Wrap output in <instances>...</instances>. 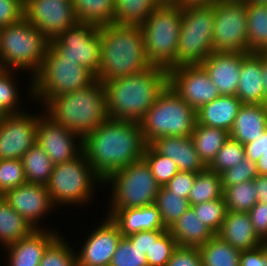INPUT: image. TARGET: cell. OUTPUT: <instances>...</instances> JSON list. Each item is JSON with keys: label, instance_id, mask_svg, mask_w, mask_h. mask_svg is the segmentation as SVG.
Here are the masks:
<instances>
[{"label": "cell", "instance_id": "18", "mask_svg": "<svg viewBox=\"0 0 267 266\" xmlns=\"http://www.w3.org/2000/svg\"><path fill=\"white\" fill-rule=\"evenodd\" d=\"M106 218L103 224L87 238L80 254L76 253L77 266L110 265L123 236L118 225L110 217Z\"/></svg>", "mask_w": 267, "mask_h": 266}, {"label": "cell", "instance_id": "25", "mask_svg": "<svg viewBox=\"0 0 267 266\" xmlns=\"http://www.w3.org/2000/svg\"><path fill=\"white\" fill-rule=\"evenodd\" d=\"M216 235L241 251L254 249L264 243L255 233L248 212L227 210Z\"/></svg>", "mask_w": 267, "mask_h": 266}, {"label": "cell", "instance_id": "9", "mask_svg": "<svg viewBox=\"0 0 267 266\" xmlns=\"http://www.w3.org/2000/svg\"><path fill=\"white\" fill-rule=\"evenodd\" d=\"M213 5L182 7L176 67L201 64L213 52Z\"/></svg>", "mask_w": 267, "mask_h": 266}, {"label": "cell", "instance_id": "58", "mask_svg": "<svg viewBox=\"0 0 267 266\" xmlns=\"http://www.w3.org/2000/svg\"><path fill=\"white\" fill-rule=\"evenodd\" d=\"M256 168L258 175L267 176V157H260L259 160L256 162Z\"/></svg>", "mask_w": 267, "mask_h": 266}, {"label": "cell", "instance_id": "12", "mask_svg": "<svg viewBox=\"0 0 267 266\" xmlns=\"http://www.w3.org/2000/svg\"><path fill=\"white\" fill-rule=\"evenodd\" d=\"M213 7V52H248L247 0H220Z\"/></svg>", "mask_w": 267, "mask_h": 266}, {"label": "cell", "instance_id": "31", "mask_svg": "<svg viewBox=\"0 0 267 266\" xmlns=\"http://www.w3.org/2000/svg\"><path fill=\"white\" fill-rule=\"evenodd\" d=\"M35 229L2 196L0 198V242L7 246L27 237Z\"/></svg>", "mask_w": 267, "mask_h": 266}, {"label": "cell", "instance_id": "49", "mask_svg": "<svg viewBox=\"0 0 267 266\" xmlns=\"http://www.w3.org/2000/svg\"><path fill=\"white\" fill-rule=\"evenodd\" d=\"M197 173L179 171L164 187L182 198L188 199Z\"/></svg>", "mask_w": 267, "mask_h": 266}, {"label": "cell", "instance_id": "55", "mask_svg": "<svg viewBox=\"0 0 267 266\" xmlns=\"http://www.w3.org/2000/svg\"><path fill=\"white\" fill-rule=\"evenodd\" d=\"M253 181L257 194V202L267 203V176L257 175Z\"/></svg>", "mask_w": 267, "mask_h": 266}, {"label": "cell", "instance_id": "8", "mask_svg": "<svg viewBox=\"0 0 267 266\" xmlns=\"http://www.w3.org/2000/svg\"><path fill=\"white\" fill-rule=\"evenodd\" d=\"M50 41L44 34L23 18L0 28V68L39 71Z\"/></svg>", "mask_w": 267, "mask_h": 266}, {"label": "cell", "instance_id": "14", "mask_svg": "<svg viewBox=\"0 0 267 266\" xmlns=\"http://www.w3.org/2000/svg\"><path fill=\"white\" fill-rule=\"evenodd\" d=\"M24 18L49 41L78 23L72 0H24Z\"/></svg>", "mask_w": 267, "mask_h": 266}, {"label": "cell", "instance_id": "36", "mask_svg": "<svg viewBox=\"0 0 267 266\" xmlns=\"http://www.w3.org/2000/svg\"><path fill=\"white\" fill-rule=\"evenodd\" d=\"M221 174L206 167L197 173L193 187L188 196L190 206L223 198Z\"/></svg>", "mask_w": 267, "mask_h": 266}, {"label": "cell", "instance_id": "11", "mask_svg": "<svg viewBox=\"0 0 267 266\" xmlns=\"http://www.w3.org/2000/svg\"><path fill=\"white\" fill-rule=\"evenodd\" d=\"M95 181L103 183L82 153L72 161L55 164L46 187L54 206L77 205L90 200Z\"/></svg>", "mask_w": 267, "mask_h": 266}, {"label": "cell", "instance_id": "35", "mask_svg": "<svg viewBox=\"0 0 267 266\" xmlns=\"http://www.w3.org/2000/svg\"><path fill=\"white\" fill-rule=\"evenodd\" d=\"M160 4L158 0H114V23L141 25Z\"/></svg>", "mask_w": 267, "mask_h": 266}, {"label": "cell", "instance_id": "22", "mask_svg": "<svg viewBox=\"0 0 267 266\" xmlns=\"http://www.w3.org/2000/svg\"><path fill=\"white\" fill-rule=\"evenodd\" d=\"M110 210L111 213L109 212L108 217L118 225L123 237L144 230H167L155 204L145 207Z\"/></svg>", "mask_w": 267, "mask_h": 266}, {"label": "cell", "instance_id": "33", "mask_svg": "<svg viewBox=\"0 0 267 266\" xmlns=\"http://www.w3.org/2000/svg\"><path fill=\"white\" fill-rule=\"evenodd\" d=\"M198 249L202 266H239L241 250L234 248L216 234Z\"/></svg>", "mask_w": 267, "mask_h": 266}, {"label": "cell", "instance_id": "37", "mask_svg": "<svg viewBox=\"0 0 267 266\" xmlns=\"http://www.w3.org/2000/svg\"><path fill=\"white\" fill-rule=\"evenodd\" d=\"M155 205L160 211L161 220L168 230L190 208L189 200L161 186L156 197Z\"/></svg>", "mask_w": 267, "mask_h": 266}, {"label": "cell", "instance_id": "52", "mask_svg": "<svg viewBox=\"0 0 267 266\" xmlns=\"http://www.w3.org/2000/svg\"><path fill=\"white\" fill-rule=\"evenodd\" d=\"M239 266H267V243L251 250H242Z\"/></svg>", "mask_w": 267, "mask_h": 266}, {"label": "cell", "instance_id": "56", "mask_svg": "<svg viewBox=\"0 0 267 266\" xmlns=\"http://www.w3.org/2000/svg\"><path fill=\"white\" fill-rule=\"evenodd\" d=\"M220 0H174V4L180 7L186 6H201V5H213Z\"/></svg>", "mask_w": 267, "mask_h": 266}, {"label": "cell", "instance_id": "34", "mask_svg": "<svg viewBox=\"0 0 267 266\" xmlns=\"http://www.w3.org/2000/svg\"><path fill=\"white\" fill-rule=\"evenodd\" d=\"M21 160L27 182L46 186L54 164L41 147L35 143Z\"/></svg>", "mask_w": 267, "mask_h": 266}, {"label": "cell", "instance_id": "48", "mask_svg": "<svg viewBox=\"0 0 267 266\" xmlns=\"http://www.w3.org/2000/svg\"><path fill=\"white\" fill-rule=\"evenodd\" d=\"M24 18V0H0V28Z\"/></svg>", "mask_w": 267, "mask_h": 266}, {"label": "cell", "instance_id": "21", "mask_svg": "<svg viewBox=\"0 0 267 266\" xmlns=\"http://www.w3.org/2000/svg\"><path fill=\"white\" fill-rule=\"evenodd\" d=\"M149 145L159 154L171 158L179 171L198 173L206 166L200 160L190 136H164L151 141Z\"/></svg>", "mask_w": 267, "mask_h": 266}, {"label": "cell", "instance_id": "20", "mask_svg": "<svg viewBox=\"0 0 267 266\" xmlns=\"http://www.w3.org/2000/svg\"><path fill=\"white\" fill-rule=\"evenodd\" d=\"M249 52H212L200 65L220 95L235 96L243 59Z\"/></svg>", "mask_w": 267, "mask_h": 266}, {"label": "cell", "instance_id": "29", "mask_svg": "<svg viewBox=\"0 0 267 266\" xmlns=\"http://www.w3.org/2000/svg\"><path fill=\"white\" fill-rule=\"evenodd\" d=\"M248 52H267V8L261 0H247Z\"/></svg>", "mask_w": 267, "mask_h": 266}, {"label": "cell", "instance_id": "51", "mask_svg": "<svg viewBox=\"0 0 267 266\" xmlns=\"http://www.w3.org/2000/svg\"><path fill=\"white\" fill-rule=\"evenodd\" d=\"M248 214L255 233L264 243H267V203L257 202Z\"/></svg>", "mask_w": 267, "mask_h": 266}, {"label": "cell", "instance_id": "24", "mask_svg": "<svg viewBox=\"0 0 267 266\" xmlns=\"http://www.w3.org/2000/svg\"><path fill=\"white\" fill-rule=\"evenodd\" d=\"M266 130L267 104H242L229 137L245 145L259 139Z\"/></svg>", "mask_w": 267, "mask_h": 266}, {"label": "cell", "instance_id": "41", "mask_svg": "<svg viewBox=\"0 0 267 266\" xmlns=\"http://www.w3.org/2000/svg\"><path fill=\"white\" fill-rule=\"evenodd\" d=\"M62 239V236H57L47 246L39 266H77L75 252Z\"/></svg>", "mask_w": 267, "mask_h": 266}, {"label": "cell", "instance_id": "47", "mask_svg": "<svg viewBox=\"0 0 267 266\" xmlns=\"http://www.w3.org/2000/svg\"><path fill=\"white\" fill-rule=\"evenodd\" d=\"M257 175L256 162L245 158L234 167L221 173L222 188L224 190L227 187L254 180Z\"/></svg>", "mask_w": 267, "mask_h": 266}, {"label": "cell", "instance_id": "5", "mask_svg": "<svg viewBox=\"0 0 267 266\" xmlns=\"http://www.w3.org/2000/svg\"><path fill=\"white\" fill-rule=\"evenodd\" d=\"M182 7L161 3L140 25L149 62L170 70L176 67V51L180 36Z\"/></svg>", "mask_w": 267, "mask_h": 266}, {"label": "cell", "instance_id": "46", "mask_svg": "<svg viewBox=\"0 0 267 266\" xmlns=\"http://www.w3.org/2000/svg\"><path fill=\"white\" fill-rule=\"evenodd\" d=\"M17 87H15L11 72L8 69L0 68V114H20L17 109L19 100ZM18 111V112H17Z\"/></svg>", "mask_w": 267, "mask_h": 266}, {"label": "cell", "instance_id": "28", "mask_svg": "<svg viewBox=\"0 0 267 266\" xmlns=\"http://www.w3.org/2000/svg\"><path fill=\"white\" fill-rule=\"evenodd\" d=\"M168 230L177 241L179 247H199L215 235L197 217L191 206Z\"/></svg>", "mask_w": 267, "mask_h": 266}, {"label": "cell", "instance_id": "19", "mask_svg": "<svg viewBox=\"0 0 267 266\" xmlns=\"http://www.w3.org/2000/svg\"><path fill=\"white\" fill-rule=\"evenodd\" d=\"M3 197L34 229H39L40 218L55 207L46 186L29 182L7 191Z\"/></svg>", "mask_w": 267, "mask_h": 266}, {"label": "cell", "instance_id": "54", "mask_svg": "<svg viewBox=\"0 0 267 266\" xmlns=\"http://www.w3.org/2000/svg\"><path fill=\"white\" fill-rule=\"evenodd\" d=\"M132 244H136L144 253L151 247V230H144L127 237Z\"/></svg>", "mask_w": 267, "mask_h": 266}, {"label": "cell", "instance_id": "27", "mask_svg": "<svg viewBox=\"0 0 267 266\" xmlns=\"http://www.w3.org/2000/svg\"><path fill=\"white\" fill-rule=\"evenodd\" d=\"M241 105L236 95H220L196 111L197 123L229 132Z\"/></svg>", "mask_w": 267, "mask_h": 266}, {"label": "cell", "instance_id": "30", "mask_svg": "<svg viewBox=\"0 0 267 266\" xmlns=\"http://www.w3.org/2000/svg\"><path fill=\"white\" fill-rule=\"evenodd\" d=\"M200 160L208 167L215 159L218 151L230 138L229 132L219 128L207 127L196 123L190 136Z\"/></svg>", "mask_w": 267, "mask_h": 266}, {"label": "cell", "instance_id": "7", "mask_svg": "<svg viewBox=\"0 0 267 266\" xmlns=\"http://www.w3.org/2000/svg\"><path fill=\"white\" fill-rule=\"evenodd\" d=\"M96 81L92 71L75 61L63 60L49 45L39 71L33 75L30 94L46 103L52 97L85 89Z\"/></svg>", "mask_w": 267, "mask_h": 266}, {"label": "cell", "instance_id": "57", "mask_svg": "<svg viewBox=\"0 0 267 266\" xmlns=\"http://www.w3.org/2000/svg\"><path fill=\"white\" fill-rule=\"evenodd\" d=\"M262 76L264 86V104H267V52H262Z\"/></svg>", "mask_w": 267, "mask_h": 266}, {"label": "cell", "instance_id": "6", "mask_svg": "<svg viewBox=\"0 0 267 266\" xmlns=\"http://www.w3.org/2000/svg\"><path fill=\"white\" fill-rule=\"evenodd\" d=\"M139 123L147 144L158 137H187L195 129L196 110L168 84Z\"/></svg>", "mask_w": 267, "mask_h": 266}, {"label": "cell", "instance_id": "15", "mask_svg": "<svg viewBox=\"0 0 267 266\" xmlns=\"http://www.w3.org/2000/svg\"><path fill=\"white\" fill-rule=\"evenodd\" d=\"M168 84L196 111L220 96L200 64L182 65L168 70Z\"/></svg>", "mask_w": 267, "mask_h": 266}, {"label": "cell", "instance_id": "60", "mask_svg": "<svg viewBox=\"0 0 267 266\" xmlns=\"http://www.w3.org/2000/svg\"><path fill=\"white\" fill-rule=\"evenodd\" d=\"M263 2V4L266 6L267 8V0H261Z\"/></svg>", "mask_w": 267, "mask_h": 266}, {"label": "cell", "instance_id": "17", "mask_svg": "<svg viewBox=\"0 0 267 266\" xmlns=\"http://www.w3.org/2000/svg\"><path fill=\"white\" fill-rule=\"evenodd\" d=\"M78 136L77 133L46 117V114L38 116L36 143L54 165L72 161L83 153V138L80 137L79 144H75Z\"/></svg>", "mask_w": 267, "mask_h": 266}, {"label": "cell", "instance_id": "38", "mask_svg": "<svg viewBox=\"0 0 267 266\" xmlns=\"http://www.w3.org/2000/svg\"><path fill=\"white\" fill-rule=\"evenodd\" d=\"M177 248L169 230H151V247L146 253L148 266H166Z\"/></svg>", "mask_w": 267, "mask_h": 266}, {"label": "cell", "instance_id": "43", "mask_svg": "<svg viewBox=\"0 0 267 266\" xmlns=\"http://www.w3.org/2000/svg\"><path fill=\"white\" fill-rule=\"evenodd\" d=\"M191 207L202 223L207 225L215 234L219 232L227 211L224 197L195 204Z\"/></svg>", "mask_w": 267, "mask_h": 266}, {"label": "cell", "instance_id": "32", "mask_svg": "<svg viewBox=\"0 0 267 266\" xmlns=\"http://www.w3.org/2000/svg\"><path fill=\"white\" fill-rule=\"evenodd\" d=\"M78 22L102 27L114 23V0H72Z\"/></svg>", "mask_w": 267, "mask_h": 266}, {"label": "cell", "instance_id": "42", "mask_svg": "<svg viewBox=\"0 0 267 266\" xmlns=\"http://www.w3.org/2000/svg\"><path fill=\"white\" fill-rule=\"evenodd\" d=\"M245 158L244 145L229 138L218 151L215 159L211 162L208 168L211 171L221 174L225 170L234 167Z\"/></svg>", "mask_w": 267, "mask_h": 266}, {"label": "cell", "instance_id": "1", "mask_svg": "<svg viewBox=\"0 0 267 266\" xmlns=\"http://www.w3.org/2000/svg\"><path fill=\"white\" fill-rule=\"evenodd\" d=\"M146 146L140 123L111 118L83 138V153L103 182L143 158Z\"/></svg>", "mask_w": 267, "mask_h": 266}, {"label": "cell", "instance_id": "23", "mask_svg": "<svg viewBox=\"0 0 267 266\" xmlns=\"http://www.w3.org/2000/svg\"><path fill=\"white\" fill-rule=\"evenodd\" d=\"M57 232L35 229L27 237L6 246L9 266H39L47 246L57 237Z\"/></svg>", "mask_w": 267, "mask_h": 266}, {"label": "cell", "instance_id": "44", "mask_svg": "<svg viewBox=\"0 0 267 266\" xmlns=\"http://www.w3.org/2000/svg\"><path fill=\"white\" fill-rule=\"evenodd\" d=\"M109 266H148L146 254L127 237H122Z\"/></svg>", "mask_w": 267, "mask_h": 266}, {"label": "cell", "instance_id": "16", "mask_svg": "<svg viewBox=\"0 0 267 266\" xmlns=\"http://www.w3.org/2000/svg\"><path fill=\"white\" fill-rule=\"evenodd\" d=\"M26 113L1 115L0 159H22L36 143L38 115Z\"/></svg>", "mask_w": 267, "mask_h": 266}, {"label": "cell", "instance_id": "2", "mask_svg": "<svg viewBox=\"0 0 267 266\" xmlns=\"http://www.w3.org/2000/svg\"><path fill=\"white\" fill-rule=\"evenodd\" d=\"M168 85V70L152 65L137 74L103 82L108 116L139 123Z\"/></svg>", "mask_w": 267, "mask_h": 266}, {"label": "cell", "instance_id": "50", "mask_svg": "<svg viewBox=\"0 0 267 266\" xmlns=\"http://www.w3.org/2000/svg\"><path fill=\"white\" fill-rule=\"evenodd\" d=\"M166 266H202L198 247L178 246Z\"/></svg>", "mask_w": 267, "mask_h": 266}, {"label": "cell", "instance_id": "13", "mask_svg": "<svg viewBox=\"0 0 267 266\" xmlns=\"http://www.w3.org/2000/svg\"><path fill=\"white\" fill-rule=\"evenodd\" d=\"M98 26L78 22L50 41V46L63 58L75 61L96 76L100 66L101 40Z\"/></svg>", "mask_w": 267, "mask_h": 266}, {"label": "cell", "instance_id": "4", "mask_svg": "<svg viewBox=\"0 0 267 266\" xmlns=\"http://www.w3.org/2000/svg\"><path fill=\"white\" fill-rule=\"evenodd\" d=\"M46 116L84 138L108 118L105 89L101 81L52 97L45 103Z\"/></svg>", "mask_w": 267, "mask_h": 266}, {"label": "cell", "instance_id": "10", "mask_svg": "<svg viewBox=\"0 0 267 266\" xmlns=\"http://www.w3.org/2000/svg\"><path fill=\"white\" fill-rule=\"evenodd\" d=\"M105 182L111 183L113 187L110 209L153 205L161 187L144 158L114 172L104 181V184Z\"/></svg>", "mask_w": 267, "mask_h": 266}, {"label": "cell", "instance_id": "39", "mask_svg": "<svg viewBox=\"0 0 267 266\" xmlns=\"http://www.w3.org/2000/svg\"><path fill=\"white\" fill-rule=\"evenodd\" d=\"M254 181H245L224 189L226 209L230 212H248L257 203Z\"/></svg>", "mask_w": 267, "mask_h": 266}, {"label": "cell", "instance_id": "59", "mask_svg": "<svg viewBox=\"0 0 267 266\" xmlns=\"http://www.w3.org/2000/svg\"><path fill=\"white\" fill-rule=\"evenodd\" d=\"M160 3H173L174 0H158Z\"/></svg>", "mask_w": 267, "mask_h": 266}, {"label": "cell", "instance_id": "40", "mask_svg": "<svg viewBox=\"0 0 267 266\" xmlns=\"http://www.w3.org/2000/svg\"><path fill=\"white\" fill-rule=\"evenodd\" d=\"M143 158L160 186H165L179 172L171 158L157 153L149 144L146 146Z\"/></svg>", "mask_w": 267, "mask_h": 266}, {"label": "cell", "instance_id": "3", "mask_svg": "<svg viewBox=\"0 0 267 266\" xmlns=\"http://www.w3.org/2000/svg\"><path fill=\"white\" fill-rule=\"evenodd\" d=\"M100 66L97 80L102 83L140 73L150 68L140 25L108 24L99 28Z\"/></svg>", "mask_w": 267, "mask_h": 266}, {"label": "cell", "instance_id": "53", "mask_svg": "<svg viewBox=\"0 0 267 266\" xmlns=\"http://www.w3.org/2000/svg\"><path fill=\"white\" fill-rule=\"evenodd\" d=\"M245 157L253 162H257L260 157H267V130L263 135L250 143L244 145Z\"/></svg>", "mask_w": 267, "mask_h": 266}, {"label": "cell", "instance_id": "26", "mask_svg": "<svg viewBox=\"0 0 267 266\" xmlns=\"http://www.w3.org/2000/svg\"><path fill=\"white\" fill-rule=\"evenodd\" d=\"M236 96L242 104H264L262 52L243 59Z\"/></svg>", "mask_w": 267, "mask_h": 266}, {"label": "cell", "instance_id": "45", "mask_svg": "<svg viewBox=\"0 0 267 266\" xmlns=\"http://www.w3.org/2000/svg\"><path fill=\"white\" fill-rule=\"evenodd\" d=\"M26 182L22 160L0 159V193L2 195Z\"/></svg>", "mask_w": 267, "mask_h": 266}]
</instances>
